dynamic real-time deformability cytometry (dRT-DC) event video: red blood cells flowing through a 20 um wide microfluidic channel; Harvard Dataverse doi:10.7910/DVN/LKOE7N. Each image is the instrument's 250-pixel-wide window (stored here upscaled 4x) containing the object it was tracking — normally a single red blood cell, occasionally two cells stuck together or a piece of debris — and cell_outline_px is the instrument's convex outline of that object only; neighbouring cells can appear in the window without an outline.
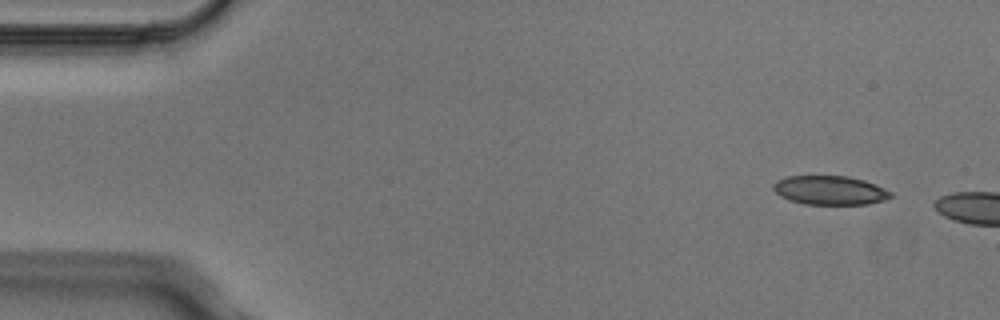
{"species": "Egyptian fruit bat (a non-hibernating species)", "species_latin": "Rousettus aegyptiacus", "temperature_condition": "cold", "stored_images_in_passage": 2, "camera_frame_rate_fps": 3000, "um_per_image_px": 0.085, "animal": {"sex": "male"}, "frame": {"image": 1, "passage_image": 1, "time_ms": 0.0, "image_size_px": [1000, 320], "cell_outline_px": [[892, 196], [884, 200], [868, 204], [804, 204], [788, 200], [780, 196], [772, 188], [772, 184], [776, 180], [788, 176], [848, 176], [864, 180], [876, 184], [892, 192]], "centroid_in_image_um": [70.52, 16.17], "position_along_channel_um": 14.5, "area_um2": 19.94}}